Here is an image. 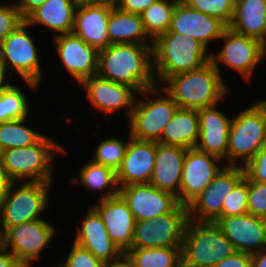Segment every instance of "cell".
Returning a JSON list of instances; mask_svg holds the SVG:
<instances>
[{"label":"cell","mask_w":266,"mask_h":267,"mask_svg":"<svg viewBox=\"0 0 266 267\" xmlns=\"http://www.w3.org/2000/svg\"><path fill=\"white\" fill-rule=\"evenodd\" d=\"M97 74L132 87L138 94L147 88L156 87L153 45L110 44L99 51Z\"/></svg>","instance_id":"6da1fadb"},{"label":"cell","mask_w":266,"mask_h":267,"mask_svg":"<svg viewBox=\"0 0 266 267\" xmlns=\"http://www.w3.org/2000/svg\"><path fill=\"white\" fill-rule=\"evenodd\" d=\"M225 81L209 61L200 69L168 77L160 86L179 108L200 109L222 104L230 90Z\"/></svg>","instance_id":"7a4b0ae2"},{"label":"cell","mask_w":266,"mask_h":267,"mask_svg":"<svg viewBox=\"0 0 266 267\" xmlns=\"http://www.w3.org/2000/svg\"><path fill=\"white\" fill-rule=\"evenodd\" d=\"M204 45L186 34L166 32L153 41V71L160 86L168 77L197 70L210 61Z\"/></svg>","instance_id":"3957f363"},{"label":"cell","mask_w":266,"mask_h":267,"mask_svg":"<svg viewBox=\"0 0 266 267\" xmlns=\"http://www.w3.org/2000/svg\"><path fill=\"white\" fill-rule=\"evenodd\" d=\"M57 153L69 154L63 145L44 134L32 145L1 151L0 157L13 182L53 183V161Z\"/></svg>","instance_id":"277c9868"},{"label":"cell","mask_w":266,"mask_h":267,"mask_svg":"<svg viewBox=\"0 0 266 267\" xmlns=\"http://www.w3.org/2000/svg\"><path fill=\"white\" fill-rule=\"evenodd\" d=\"M238 112L230 125L227 165L244 167L266 143V99Z\"/></svg>","instance_id":"5b68a950"},{"label":"cell","mask_w":266,"mask_h":267,"mask_svg":"<svg viewBox=\"0 0 266 267\" xmlns=\"http://www.w3.org/2000/svg\"><path fill=\"white\" fill-rule=\"evenodd\" d=\"M235 251L215 222L187 221L182 244V267H214Z\"/></svg>","instance_id":"8992f818"},{"label":"cell","mask_w":266,"mask_h":267,"mask_svg":"<svg viewBox=\"0 0 266 267\" xmlns=\"http://www.w3.org/2000/svg\"><path fill=\"white\" fill-rule=\"evenodd\" d=\"M138 96L142 99L135 101L127 121L128 131L132 138L158 142L179 107L159 85L141 91Z\"/></svg>","instance_id":"52a82bcc"},{"label":"cell","mask_w":266,"mask_h":267,"mask_svg":"<svg viewBox=\"0 0 266 267\" xmlns=\"http://www.w3.org/2000/svg\"><path fill=\"white\" fill-rule=\"evenodd\" d=\"M51 186L46 182H12L0 203L2 233L9 227L42 219V214L49 210Z\"/></svg>","instance_id":"ba28073f"},{"label":"cell","mask_w":266,"mask_h":267,"mask_svg":"<svg viewBox=\"0 0 266 267\" xmlns=\"http://www.w3.org/2000/svg\"><path fill=\"white\" fill-rule=\"evenodd\" d=\"M31 26L24 21L10 33L0 44V62L7 71L17 73L20 80L25 81L27 87L35 93L43 80V70L40 64L38 45L33 35H30ZM28 30V31H27ZM37 45V46H36Z\"/></svg>","instance_id":"9c48e42d"},{"label":"cell","mask_w":266,"mask_h":267,"mask_svg":"<svg viewBox=\"0 0 266 267\" xmlns=\"http://www.w3.org/2000/svg\"><path fill=\"white\" fill-rule=\"evenodd\" d=\"M221 45L217 50L210 52V61L214 67L222 72V66L224 64L229 69H232L242 76L244 81H250L254 77V72L257 67L262 64L265 57L261 50L260 40L254 37L238 34L228 27L223 31L221 38L219 39ZM220 63V64H219ZM259 65V66H258Z\"/></svg>","instance_id":"30bf717a"},{"label":"cell","mask_w":266,"mask_h":267,"mask_svg":"<svg viewBox=\"0 0 266 267\" xmlns=\"http://www.w3.org/2000/svg\"><path fill=\"white\" fill-rule=\"evenodd\" d=\"M57 230L42 219L9 227L3 232V247L9 250L24 267H34L42 251L54 240Z\"/></svg>","instance_id":"8fae6325"},{"label":"cell","mask_w":266,"mask_h":267,"mask_svg":"<svg viewBox=\"0 0 266 267\" xmlns=\"http://www.w3.org/2000/svg\"><path fill=\"white\" fill-rule=\"evenodd\" d=\"M188 208L179 204L155 219L136 221L131 248L182 247Z\"/></svg>","instance_id":"7c38bea8"},{"label":"cell","mask_w":266,"mask_h":267,"mask_svg":"<svg viewBox=\"0 0 266 267\" xmlns=\"http://www.w3.org/2000/svg\"><path fill=\"white\" fill-rule=\"evenodd\" d=\"M245 176L243 166L225 165L213 181L188 206V219L214 222L222 212L225 198Z\"/></svg>","instance_id":"4fadbf2b"},{"label":"cell","mask_w":266,"mask_h":267,"mask_svg":"<svg viewBox=\"0 0 266 267\" xmlns=\"http://www.w3.org/2000/svg\"><path fill=\"white\" fill-rule=\"evenodd\" d=\"M225 166L218 157L190 148L186 150L179 190V203L188 206Z\"/></svg>","instance_id":"5bb4252c"},{"label":"cell","mask_w":266,"mask_h":267,"mask_svg":"<svg viewBox=\"0 0 266 267\" xmlns=\"http://www.w3.org/2000/svg\"><path fill=\"white\" fill-rule=\"evenodd\" d=\"M60 64L79 85L98 72L99 51L73 32L52 38Z\"/></svg>","instance_id":"9a60e30c"},{"label":"cell","mask_w":266,"mask_h":267,"mask_svg":"<svg viewBox=\"0 0 266 267\" xmlns=\"http://www.w3.org/2000/svg\"><path fill=\"white\" fill-rule=\"evenodd\" d=\"M91 106L106 114L125 109L128 120L134 108L138 93L127 85L102 78L98 74L84 79L80 84Z\"/></svg>","instance_id":"2e32d148"},{"label":"cell","mask_w":266,"mask_h":267,"mask_svg":"<svg viewBox=\"0 0 266 267\" xmlns=\"http://www.w3.org/2000/svg\"><path fill=\"white\" fill-rule=\"evenodd\" d=\"M136 221L155 219L172 212L180 203L174 194L159 190L150 183L130 184L119 188Z\"/></svg>","instance_id":"e0dca14e"},{"label":"cell","mask_w":266,"mask_h":267,"mask_svg":"<svg viewBox=\"0 0 266 267\" xmlns=\"http://www.w3.org/2000/svg\"><path fill=\"white\" fill-rule=\"evenodd\" d=\"M216 225L236 251L254 254L266 249V219L252 214L218 217Z\"/></svg>","instance_id":"ac0fdd59"},{"label":"cell","mask_w":266,"mask_h":267,"mask_svg":"<svg viewBox=\"0 0 266 267\" xmlns=\"http://www.w3.org/2000/svg\"><path fill=\"white\" fill-rule=\"evenodd\" d=\"M227 26L218 18L194 10L185 3H178L173 11L170 28L167 32L186 34L209 51L212 42L219 41Z\"/></svg>","instance_id":"d6986e66"},{"label":"cell","mask_w":266,"mask_h":267,"mask_svg":"<svg viewBox=\"0 0 266 267\" xmlns=\"http://www.w3.org/2000/svg\"><path fill=\"white\" fill-rule=\"evenodd\" d=\"M97 202L91 206L101 216L112 241L126 253L132 247L136 224L127 202L120 194Z\"/></svg>","instance_id":"ffe728a7"},{"label":"cell","mask_w":266,"mask_h":267,"mask_svg":"<svg viewBox=\"0 0 266 267\" xmlns=\"http://www.w3.org/2000/svg\"><path fill=\"white\" fill-rule=\"evenodd\" d=\"M220 104L198 109L200 136L196 149L221 159L227 165L228 136L232 117Z\"/></svg>","instance_id":"44dd1931"},{"label":"cell","mask_w":266,"mask_h":267,"mask_svg":"<svg viewBox=\"0 0 266 267\" xmlns=\"http://www.w3.org/2000/svg\"><path fill=\"white\" fill-rule=\"evenodd\" d=\"M156 158V141L130 137L125 156L116 171L118 187L149 183Z\"/></svg>","instance_id":"7402d4cb"},{"label":"cell","mask_w":266,"mask_h":267,"mask_svg":"<svg viewBox=\"0 0 266 267\" xmlns=\"http://www.w3.org/2000/svg\"><path fill=\"white\" fill-rule=\"evenodd\" d=\"M81 224L76 225L73 241L102 261L115 260L124 254L112 241L99 213L92 207L86 208Z\"/></svg>","instance_id":"603a6c76"},{"label":"cell","mask_w":266,"mask_h":267,"mask_svg":"<svg viewBox=\"0 0 266 267\" xmlns=\"http://www.w3.org/2000/svg\"><path fill=\"white\" fill-rule=\"evenodd\" d=\"M186 148L156 142V158L150 184L159 190L167 191L179 201Z\"/></svg>","instance_id":"cb8c5ba5"},{"label":"cell","mask_w":266,"mask_h":267,"mask_svg":"<svg viewBox=\"0 0 266 267\" xmlns=\"http://www.w3.org/2000/svg\"><path fill=\"white\" fill-rule=\"evenodd\" d=\"M111 8L78 5L75 10L73 33L98 51L111 43L108 36V19Z\"/></svg>","instance_id":"d4e9b609"},{"label":"cell","mask_w":266,"mask_h":267,"mask_svg":"<svg viewBox=\"0 0 266 267\" xmlns=\"http://www.w3.org/2000/svg\"><path fill=\"white\" fill-rule=\"evenodd\" d=\"M77 6L76 0H47L34 9L25 21L30 26L38 24L48 28L49 31L52 30V38L71 33Z\"/></svg>","instance_id":"484cf974"},{"label":"cell","mask_w":266,"mask_h":267,"mask_svg":"<svg viewBox=\"0 0 266 267\" xmlns=\"http://www.w3.org/2000/svg\"><path fill=\"white\" fill-rule=\"evenodd\" d=\"M199 136L198 109L178 108L158 142L190 149L196 147Z\"/></svg>","instance_id":"4316f807"},{"label":"cell","mask_w":266,"mask_h":267,"mask_svg":"<svg viewBox=\"0 0 266 267\" xmlns=\"http://www.w3.org/2000/svg\"><path fill=\"white\" fill-rule=\"evenodd\" d=\"M107 29L111 44L153 45L140 14L125 12L118 7L113 8L110 11Z\"/></svg>","instance_id":"83f0119b"},{"label":"cell","mask_w":266,"mask_h":267,"mask_svg":"<svg viewBox=\"0 0 266 267\" xmlns=\"http://www.w3.org/2000/svg\"><path fill=\"white\" fill-rule=\"evenodd\" d=\"M230 30L261 39L266 32V0H235Z\"/></svg>","instance_id":"f1b7e54d"},{"label":"cell","mask_w":266,"mask_h":267,"mask_svg":"<svg viewBox=\"0 0 266 267\" xmlns=\"http://www.w3.org/2000/svg\"><path fill=\"white\" fill-rule=\"evenodd\" d=\"M78 171L79 176L74 177L73 183L81 185L86 191L99 193V199L114 197L119 194L116 172L107 166L85 161Z\"/></svg>","instance_id":"f546056e"},{"label":"cell","mask_w":266,"mask_h":267,"mask_svg":"<svg viewBox=\"0 0 266 267\" xmlns=\"http://www.w3.org/2000/svg\"><path fill=\"white\" fill-rule=\"evenodd\" d=\"M132 267H182V247L131 248Z\"/></svg>","instance_id":"4dcf8cb0"},{"label":"cell","mask_w":266,"mask_h":267,"mask_svg":"<svg viewBox=\"0 0 266 267\" xmlns=\"http://www.w3.org/2000/svg\"><path fill=\"white\" fill-rule=\"evenodd\" d=\"M27 119L28 117L0 122L1 151L32 145L44 135L29 128Z\"/></svg>","instance_id":"1f68e13d"},{"label":"cell","mask_w":266,"mask_h":267,"mask_svg":"<svg viewBox=\"0 0 266 267\" xmlns=\"http://www.w3.org/2000/svg\"><path fill=\"white\" fill-rule=\"evenodd\" d=\"M175 7L170 2L155 1L140 14L145 31L153 41L169 30Z\"/></svg>","instance_id":"d6a6232c"},{"label":"cell","mask_w":266,"mask_h":267,"mask_svg":"<svg viewBox=\"0 0 266 267\" xmlns=\"http://www.w3.org/2000/svg\"><path fill=\"white\" fill-rule=\"evenodd\" d=\"M26 95L16 84L0 94V122L28 117L31 108Z\"/></svg>","instance_id":"836d02e7"},{"label":"cell","mask_w":266,"mask_h":267,"mask_svg":"<svg viewBox=\"0 0 266 267\" xmlns=\"http://www.w3.org/2000/svg\"><path fill=\"white\" fill-rule=\"evenodd\" d=\"M125 138L113 136L103 139L95 148V153L92 155V162L112 168L115 172L120 168L122 160L125 156V151L130 140V133Z\"/></svg>","instance_id":"e575fe53"},{"label":"cell","mask_w":266,"mask_h":267,"mask_svg":"<svg viewBox=\"0 0 266 267\" xmlns=\"http://www.w3.org/2000/svg\"><path fill=\"white\" fill-rule=\"evenodd\" d=\"M187 6L213 16L228 26L233 18L235 0H182Z\"/></svg>","instance_id":"d590c367"},{"label":"cell","mask_w":266,"mask_h":267,"mask_svg":"<svg viewBox=\"0 0 266 267\" xmlns=\"http://www.w3.org/2000/svg\"><path fill=\"white\" fill-rule=\"evenodd\" d=\"M248 177L245 175L225 198L219 217L238 216L248 213Z\"/></svg>","instance_id":"8d00e7d4"},{"label":"cell","mask_w":266,"mask_h":267,"mask_svg":"<svg viewBox=\"0 0 266 267\" xmlns=\"http://www.w3.org/2000/svg\"><path fill=\"white\" fill-rule=\"evenodd\" d=\"M67 252L69 254L64 253L63 256L66 259L62 263L56 264L58 267H102V260L74 241Z\"/></svg>","instance_id":"74e56055"},{"label":"cell","mask_w":266,"mask_h":267,"mask_svg":"<svg viewBox=\"0 0 266 267\" xmlns=\"http://www.w3.org/2000/svg\"><path fill=\"white\" fill-rule=\"evenodd\" d=\"M248 213L266 219V183L248 178Z\"/></svg>","instance_id":"f35d334b"},{"label":"cell","mask_w":266,"mask_h":267,"mask_svg":"<svg viewBox=\"0 0 266 267\" xmlns=\"http://www.w3.org/2000/svg\"><path fill=\"white\" fill-rule=\"evenodd\" d=\"M8 4L0 2V44L25 21L15 3L11 1Z\"/></svg>","instance_id":"ab89813d"},{"label":"cell","mask_w":266,"mask_h":267,"mask_svg":"<svg viewBox=\"0 0 266 267\" xmlns=\"http://www.w3.org/2000/svg\"><path fill=\"white\" fill-rule=\"evenodd\" d=\"M245 175L255 182L266 183V143L244 166Z\"/></svg>","instance_id":"60d3db41"},{"label":"cell","mask_w":266,"mask_h":267,"mask_svg":"<svg viewBox=\"0 0 266 267\" xmlns=\"http://www.w3.org/2000/svg\"><path fill=\"white\" fill-rule=\"evenodd\" d=\"M214 267H251V254L235 251Z\"/></svg>","instance_id":"b9f144b4"},{"label":"cell","mask_w":266,"mask_h":267,"mask_svg":"<svg viewBox=\"0 0 266 267\" xmlns=\"http://www.w3.org/2000/svg\"><path fill=\"white\" fill-rule=\"evenodd\" d=\"M156 0H120L118 8L122 11L141 14Z\"/></svg>","instance_id":"7bdbcfd3"},{"label":"cell","mask_w":266,"mask_h":267,"mask_svg":"<svg viewBox=\"0 0 266 267\" xmlns=\"http://www.w3.org/2000/svg\"><path fill=\"white\" fill-rule=\"evenodd\" d=\"M45 1L47 0H18L15 6L25 19L34 9L42 5Z\"/></svg>","instance_id":"ee69618b"},{"label":"cell","mask_w":266,"mask_h":267,"mask_svg":"<svg viewBox=\"0 0 266 267\" xmlns=\"http://www.w3.org/2000/svg\"><path fill=\"white\" fill-rule=\"evenodd\" d=\"M12 182L13 181L9 178L6 169L3 165L2 159L0 157V203L8 194Z\"/></svg>","instance_id":"f6af8a7d"},{"label":"cell","mask_w":266,"mask_h":267,"mask_svg":"<svg viewBox=\"0 0 266 267\" xmlns=\"http://www.w3.org/2000/svg\"><path fill=\"white\" fill-rule=\"evenodd\" d=\"M0 267H24L18 259L3 246L0 248Z\"/></svg>","instance_id":"bcb514c9"},{"label":"cell","mask_w":266,"mask_h":267,"mask_svg":"<svg viewBox=\"0 0 266 267\" xmlns=\"http://www.w3.org/2000/svg\"><path fill=\"white\" fill-rule=\"evenodd\" d=\"M78 5L104 6L108 8H117L120 0H76Z\"/></svg>","instance_id":"7dc6e473"},{"label":"cell","mask_w":266,"mask_h":267,"mask_svg":"<svg viewBox=\"0 0 266 267\" xmlns=\"http://www.w3.org/2000/svg\"><path fill=\"white\" fill-rule=\"evenodd\" d=\"M102 267H132L129 257L124 253L115 260L103 261Z\"/></svg>","instance_id":"c3c4849f"},{"label":"cell","mask_w":266,"mask_h":267,"mask_svg":"<svg viewBox=\"0 0 266 267\" xmlns=\"http://www.w3.org/2000/svg\"><path fill=\"white\" fill-rule=\"evenodd\" d=\"M251 267H266V249L251 255Z\"/></svg>","instance_id":"681fc988"},{"label":"cell","mask_w":266,"mask_h":267,"mask_svg":"<svg viewBox=\"0 0 266 267\" xmlns=\"http://www.w3.org/2000/svg\"><path fill=\"white\" fill-rule=\"evenodd\" d=\"M8 71L4 67V65L0 62V94L3 93L6 89H8L13 83L7 79L6 73Z\"/></svg>","instance_id":"f907efd6"},{"label":"cell","mask_w":266,"mask_h":267,"mask_svg":"<svg viewBox=\"0 0 266 267\" xmlns=\"http://www.w3.org/2000/svg\"><path fill=\"white\" fill-rule=\"evenodd\" d=\"M260 43H261L262 53H263L264 57L266 58V32H265L264 36L260 39Z\"/></svg>","instance_id":"816d5d0a"},{"label":"cell","mask_w":266,"mask_h":267,"mask_svg":"<svg viewBox=\"0 0 266 267\" xmlns=\"http://www.w3.org/2000/svg\"><path fill=\"white\" fill-rule=\"evenodd\" d=\"M156 1H165V2L176 4V5L182 2V0H156Z\"/></svg>","instance_id":"f5cc1de1"},{"label":"cell","mask_w":266,"mask_h":267,"mask_svg":"<svg viewBox=\"0 0 266 267\" xmlns=\"http://www.w3.org/2000/svg\"><path fill=\"white\" fill-rule=\"evenodd\" d=\"M3 233H2V230H1V227H0V248L3 246Z\"/></svg>","instance_id":"db71d44e"}]
</instances>
